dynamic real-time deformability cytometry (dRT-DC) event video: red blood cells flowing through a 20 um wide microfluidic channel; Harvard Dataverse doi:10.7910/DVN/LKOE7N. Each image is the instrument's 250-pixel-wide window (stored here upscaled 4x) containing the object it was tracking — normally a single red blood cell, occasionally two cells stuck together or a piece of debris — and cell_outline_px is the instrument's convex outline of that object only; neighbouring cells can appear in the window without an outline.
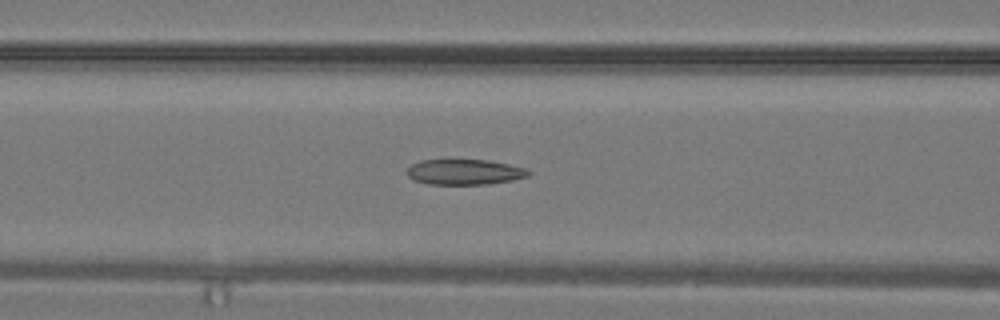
{"species": "common noctule bat (a hibernating species)", "species_latin": "Nyctalus noctula", "temperature_condition": "warm", "stored_images_in_passage": 31, "camera_frame_rate_fps": 3000, "um_per_image_px": 0.085, "animal": {"sex": "male", "body_mass_g": 19.2, "forearm_length_mm": 51.8}, "frame": {"image": 1, "passage_image": 12, "time_ms": 3.667, "image_size_px": [1000, 320], "cell_outline_px": [[532, 172], [528, 176], [512, 180], [488, 184], [428, 184], [412, 180], [408, 176], [408, 168], [412, 164], [420, 160], [444, 156], [488, 160], [508, 164], [524, 168]], "centroid_in_image_um": [39.41, 14.56], "position_along_channel_um": 127.2, "area_um2": 18.9}}
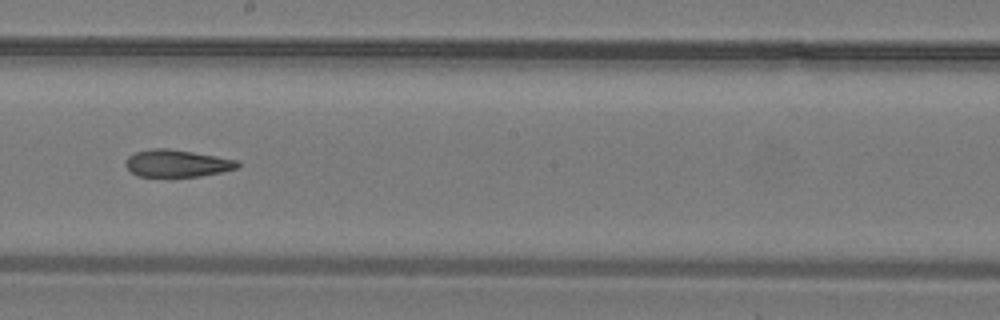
{"frame": {"image": 2, "passage_image": 17, "time_ms": 5.333, "image_size_px": [1000, 320], "cell_outline_px": [[240, 164], [236, 168], [220, 172], [200, 176], [136, 176], [124, 164], [124, 160], [128, 156], [136, 152], [152, 148], [168, 148], [240, 160]], "centroid_in_image_um": [15.02, 13.87], "position_along_channel_um": 233.2, "area_um2": 17.69}}
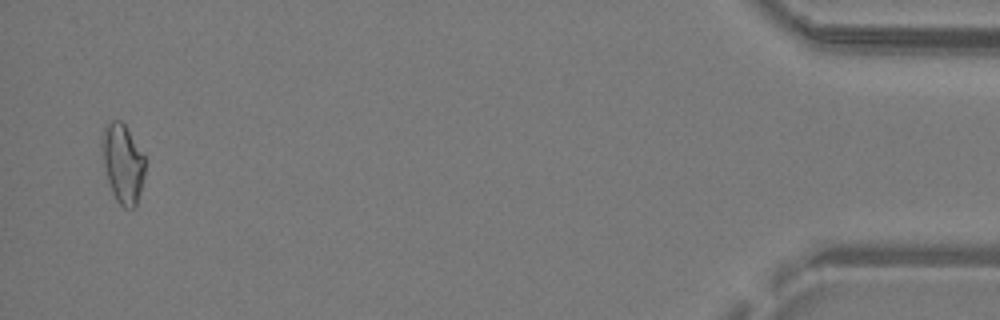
{"frame": {"image": 3, "passage_image": 30, "time_ms": 9.667, "image_size_px": [1000, 320], "cell_outline_px": [[144, 176], [136, 208], [124, 208], [116, 200], [112, 192], [108, 180], [104, 164], [100, 144], [100, 140], [104, 128], [112, 120], [120, 120], [124, 124], [144, 156]], "centroid_in_image_um": [10.42, 13.9], "position_along_channel_um": 424.8, "area_um2": 19.65}}